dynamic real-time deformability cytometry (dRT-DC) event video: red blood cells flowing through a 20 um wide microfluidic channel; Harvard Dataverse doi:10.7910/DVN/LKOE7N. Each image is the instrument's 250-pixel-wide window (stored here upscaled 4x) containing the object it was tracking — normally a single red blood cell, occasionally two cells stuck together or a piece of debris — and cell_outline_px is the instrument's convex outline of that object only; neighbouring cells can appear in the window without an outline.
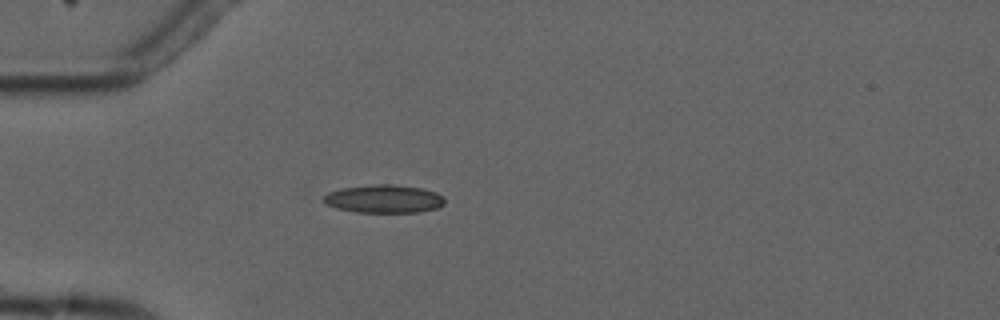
{"species": "common noctule bat (a hibernating species)", "species_latin": "Nyctalus noctula", "temperature_condition": "cold", "stored_images_in_passage": 2, "camera_frame_rate_fps": 3000, "um_per_image_px": 0.085, "animal": {"sex": "male", "forearm_length_mm": 52.5}, "frame": {"image": 1, "passage_image": 1, "time_ms": 0.0, "image_size_px": [1000, 320], "cell_outline_px": [[444, 204], [436, 208], [420, 212], [356, 212], [336, 208], [320, 200], [328, 192], [340, 188], [376, 184], [396, 184], [420, 188], [436, 192], [444, 196]], "centroid_in_image_um": [32.62, 16.9], "position_along_channel_um": 52.4, "area_um2": 19.94}}